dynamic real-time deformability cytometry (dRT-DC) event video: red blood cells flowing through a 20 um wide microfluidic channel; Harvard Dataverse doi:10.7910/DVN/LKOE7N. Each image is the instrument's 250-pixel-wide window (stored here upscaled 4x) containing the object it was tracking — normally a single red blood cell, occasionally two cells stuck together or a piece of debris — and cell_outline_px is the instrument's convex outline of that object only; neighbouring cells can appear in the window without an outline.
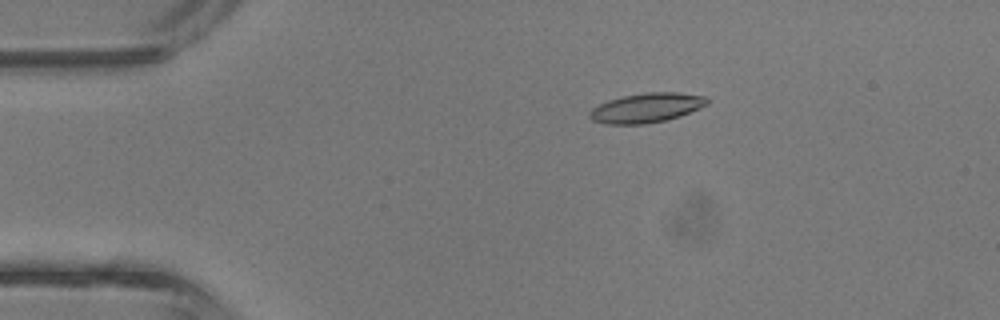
{"species": "common noctule bat (a hibernating species)", "species_latin": "Nyctalus noctula", "temperature_condition": "room temperature", "stored_images_in_passage": 43, "camera_frame_rate_fps": 3000, "um_per_image_px": 0.085, "animal": {"sex": "male", "body_mass_g": 13.3}, "frame": {"image": 1, "passage_image": 8, "time_ms": 2.333, "image_size_px": [1000, 320], "cell_outline_px": [[708, 104], [700, 108], [680, 116], [668, 120], [644, 124], [604, 124], [592, 120], [588, 116], [588, 112], [592, 108], [608, 100], [624, 96], [644, 92], [676, 92], [704, 96], [708, 100]], "centroid_in_image_um": [54.93, 9.17], "position_along_channel_um": 30.1, "area_um2": 20.29}}
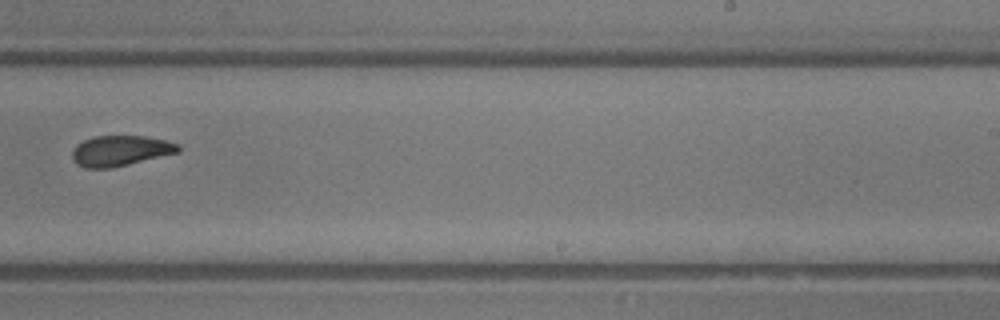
{"frame": {"image": 2, "passage_image": 27, "time_ms": 8.667, "image_size_px": [1000, 320], "cell_outline_px": [[180, 152], [112, 168], [84, 168], [76, 164], [72, 160], [72, 152], [76, 144], [84, 140], [96, 136], [144, 136], [164, 140], [180, 144]], "centroid_in_image_um": [10.22, 12.82], "position_along_channel_um": 278.8, "area_um2": 18.9}}
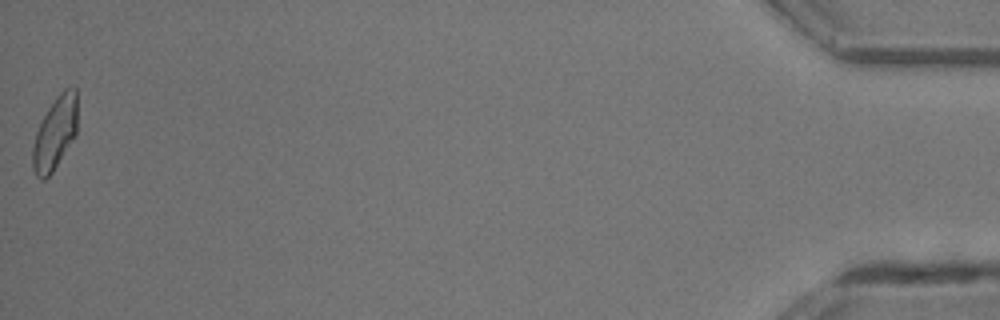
{"frame": {"image": 3, "passage_image": 43, "time_ms": 14.0, "image_size_px": [1000, 320], "cell_outline_px": [[76, 136], [52, 172], [44, 180], [40, 180], [36, 176], [32, 168], [32, 148], [36, 132], [48, 108], [56, 96], [64, 88], [76, 88]], "centroid_in_image_um": [4.66, 11.35], "position_along_channel_um": 430.5, "area_um2": 18.9}, "authors_computed_cell_mechanics": {"area_um2": 19.1896, "velocity_mm_per_s": 4.7834, "shape_relaxation_time_tau1_ms": 2.6011, "shape_relaxation_time_tau2_ms": 1.5863, "deformation_change_tau1": 0.1341, "deformation_change_tau2": 0.0843}}